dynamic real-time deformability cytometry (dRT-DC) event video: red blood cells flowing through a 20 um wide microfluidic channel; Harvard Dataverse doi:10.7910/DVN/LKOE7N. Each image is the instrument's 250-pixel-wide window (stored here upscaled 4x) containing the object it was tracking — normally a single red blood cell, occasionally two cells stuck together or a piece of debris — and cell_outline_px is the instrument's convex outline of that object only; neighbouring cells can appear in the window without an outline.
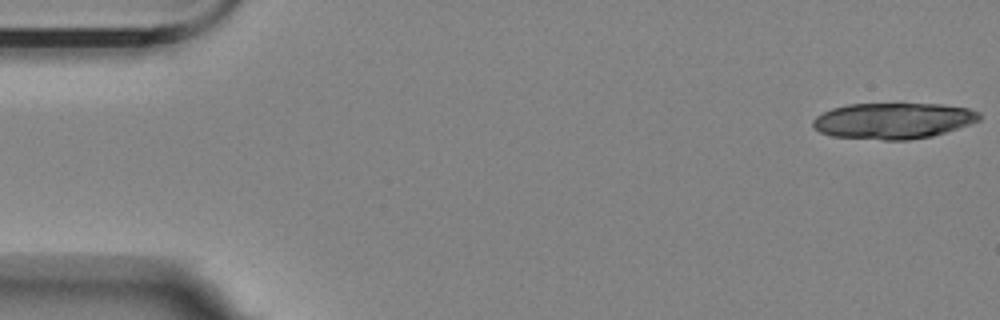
{"species": "Egyptian fruit bat (a non-hibernating species)", "species_latin": "Rousettus aegyptiacus", "temperature_condition": "room temperature", "stored_images_in_passage": 17, "camera_frame_rate_fps": 3000, "um_per_image_px": 0.085, "animal": {"sex": "female"}, "frame": {"image": 1, "passage_image": 1, "time_ms": 0.0, "image_size_px": [1000, 320], "cell_outline_px": [[980, 120], [972, 124], [932, 136], [908, 140], [884, 140], [832, 136], [820, 132], [812, 128], [812, 120], [816, 116], [832, 108], [848, 104], [940, 104], [968, 108], [980, 112]], "centroid_in_image_um": [75.92, 10.27], "position_along_channel_um": 9.1, "area_um2": 35.08}}